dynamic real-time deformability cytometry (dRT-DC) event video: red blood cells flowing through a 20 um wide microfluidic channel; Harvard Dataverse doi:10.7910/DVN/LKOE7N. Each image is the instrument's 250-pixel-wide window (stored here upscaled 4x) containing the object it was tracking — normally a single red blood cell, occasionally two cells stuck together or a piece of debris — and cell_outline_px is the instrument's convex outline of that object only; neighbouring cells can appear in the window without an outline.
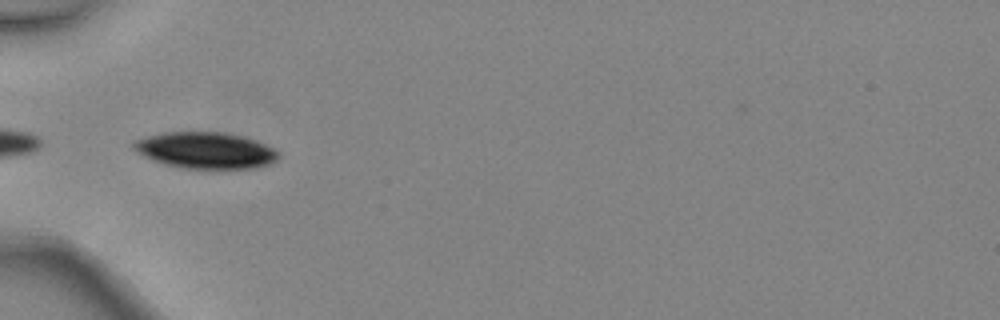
{"species": "common noctule bat (a hibernating species)", "species_latin": "Nyctalus noctula", "temperature_condition": "warm", "stored_images_in_passage": 6, "camera_frame_rate_fps": 3000, "um_per_image_px": 0.085, "animal": {"sex": "female", "body_mass_g": 24.6, "forearm_length_mm": 56.2}, "frame": {"image": 1, "passage_image": 4, "time_ms": 1.0, "image_size_px": [1000, 320], "cell_outline_px": [[280, 156], [272, 164], [256, 168], [184, 168], [164, 164], [144, 156], [132, 148], [132, 140], [164, 132], [224, 132], [244, 136], [256, 140], [280, 152]], "centroid_in_image_um": [17.49, 12.77], "position_along_channel_um": 67.5, "area_um2": 30.81}}
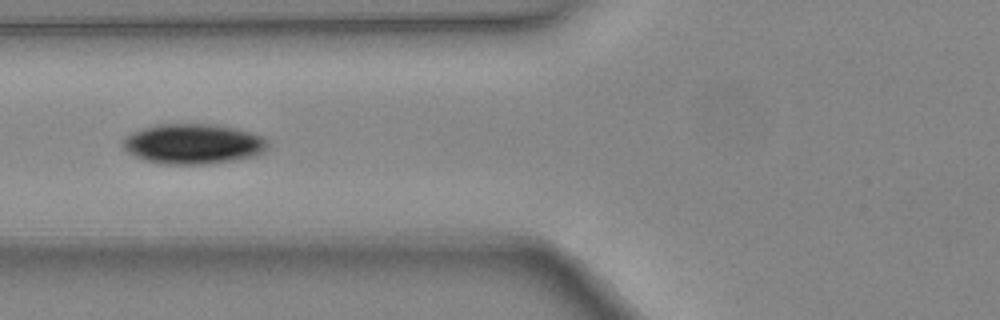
{"frame": {"image": 2, "passage_image": 5, "time_ms": 1.333, "image_size_px": [1000, 320], "cell_outline_px": [[268, 148], [264, 152], [256, 156], [236, 160], [208, 164], [160, 164], [144, 160], [128, 152], [120, 144], [132, 132], [144, 128], [160, 124], [208, 124], [232, 128], [248, 132], [260, 136], [268, 144]], "centroid_in_image_um": [16.41, 12.25], "position_along_channel_um": 109.4, "area_um2": 33.64}}